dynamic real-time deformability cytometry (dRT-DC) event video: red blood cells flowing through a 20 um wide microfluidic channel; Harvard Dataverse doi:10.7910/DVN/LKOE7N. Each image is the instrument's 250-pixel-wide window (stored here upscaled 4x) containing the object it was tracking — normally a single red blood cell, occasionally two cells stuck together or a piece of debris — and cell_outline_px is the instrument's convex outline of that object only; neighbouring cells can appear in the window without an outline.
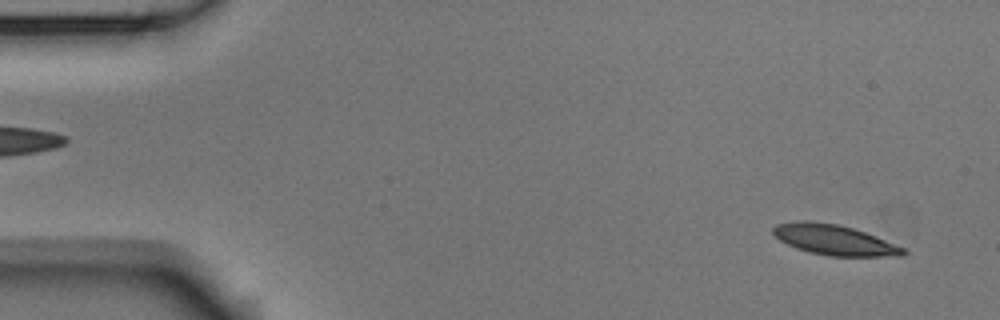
{"species": "Egyptian fruit bat (a non-hibernating species)", "species_latin": "Rousettus aegyptiacus", "temperature_condition": "room temperature", "stored_images_in_passage": 5, "camera_frame_rate_fps": 3000, "um_per_image_px": 0.085, "animal": {"sex": "male"}, "frame": {"image": 1, "passage_image": 1, "time_ms": 0.0, "image_size_px": [1000, 320], "cell_outline_px": [[908, 252], [904, 256], [828, 256], [808, 252], [796, 248], [780, 240], [772, 232], [772, 228], [776, 224], [796, 220], [812, 220], [836, 224], [852, 228], [876, 236], [904, 248]], "centroid_in_image_um": [70.89, 20.38], "position_along_channel_um": 14.1, "area_um2": 23.06}}
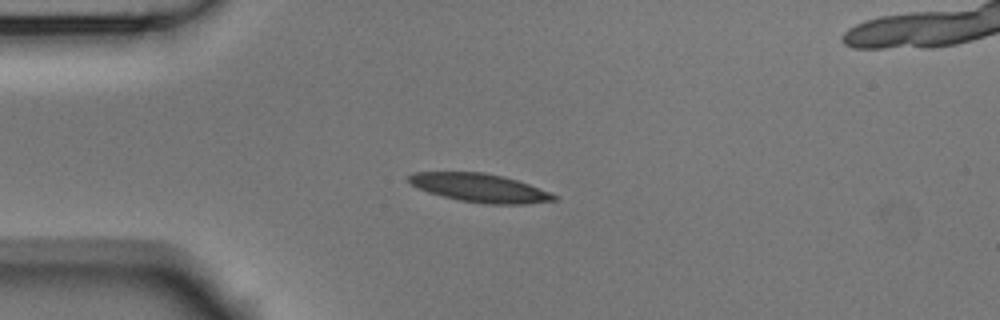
{"frame": {"image": 2, "passage_image": 4, "time_ms": 1.0, "image_size_px": [1000, 320], "cell_outline_px": [[560, 200], [528, 204], [484, 204], [460, 200], [428, 192], [412, 184], [404, 176], [412, 172], [484, 172], [504, 176], [528, 184], [560, 196]], "centroid_in_image_um": [40.82, 15.97], "position_along_channel_um": 44.2, "area_um2": 24.22}}